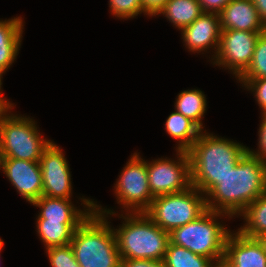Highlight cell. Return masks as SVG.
Wrapping results in <instances>:
<instances>
[{"mask_svg": "<svg viewBox=\"0 0 266 267\" xmlns=\"http://www.w3.org/2000/svg\"><path fill=\"white\" fill-rule=\"evenodd\" d=\"M266 192V163L248 150L238 164L206 195L207 209L238 215Z\"/></svg>", "mask_w": 266, "mask_h": 267, "instance_id": "cell-1", "label": "cell"}, {"mask_svg": "<svg viewBox=\"0 0 266 267\" xmlns=\"http://www.w3.org/2000/svg\"><path fill=\"white\" fill-rule=\"evenodd\" d=\"M247 150L248 147L240 143L202 131L187 151L191 185L206 195L234 169Z\"/></svg>", "mask_w": 266, "mask_h": 267, "instance_id": "cell-2", "label": "cell"}, {"mask_svg": "<svg viewBox=\"0 0 266 267\" xmlns=\"http://www.w3.org/2000/svg\"><path fill=\"white\" fill-rule=\"evenodd\" d=\"M109 214L116 212L95 203V211L74 231L70 245L80 267H120L115 232L106 218Z\"/></svg>", "mask_w": 266, "mask_h": 267, "instance_id": "cell-3", "label": "cell"}, {"mask_svg": "<svg viewBox=\"0 0 266 267\" xmlns=\"http://www.w3.org/2000/svg\"><path fill=\"white\" fill-rule=\"evenodd\" d=\"M123 224L113 228L121 259L163 260L169 233L157 226L145 213L120 215Z\"/></svg>", "mask_w": 266, "mask_h": 267, "instance_id": "cell-4", "label": "cell"}, {"mask_svg": "<svg viewBox=\"0 0 266 267\" xmlns=\"http://www.w3.org/2000/svg\"><path fill=\"white\" fill-rule=\"evenodd\" d=\"M221 215L230 218L207 209L197 219L173 229L169 233L170 242L214 261L224 259L225 243L231 231L217 221Z\"/></svg>", "mask_w": 266, "mask_h": 267, "instance_id": "cell-5", "label": "cell"}, {"mask_svg": "<svg viewBox=\"0 0 266 267\" xmlns=\"http://www.w3.org/2000/svg\"><path fill=\"white\" fill-rule=\"evenodd\" d=\"M13 107L7 106L0 113L1 153L4 158L39 162L51 140L42 137L34 119L11 113Z\"/></svg>", "mask_w": 266, "mask_h": 267, "instance_id": "cell-6", "label": "cell"}, {"mask_svg": "<svg viewBox=\"0 0 266 267\" xmlns=\"http://www.w3.org/2000/svg\"><path fill=\"white\" fill-rule=\"evenodd\" d=\"M205 195L194 186L185 191L154 197L145 214L161 229H173L197 219L206 210Z\"/></svg>", "mask_w": 266, "mask_h": 267, "instance_id": "cell-7", "label": "cell"}, {"mask_svg": "<svg viewBox=\"0 0 266 267\" xmlns=\"http://www.w3.org/2000/svg\"><path fill=\"white\" fill-rule=\"evenodd\" d=\"M114 188L117 204L123 205L126 213H145L149 209L154 197L149 188L146 161L139 153L130 157Z\"/></svg>", "mask_w": 266, "mask_h": 267, "instance_id": "cell-8", "label": "cell"}, {"mask_svg": "<svg viewBox=\"0 0 266 267\" xmlns=\"http://www.w3.org/2000/svg\"><path fill=\"white\" fill-rule=\"evenodd\" d=\"M176 152L177 161L160 158L146 162L153 197L182 192L192 186L189 154L187 151Z\"/></svg>", "mask_w": 266, "mask_h": 267, "instance_id": "cell-9", "label": "cell"}, {"mask_svg": "<svg viewBox=\"0 0 266 267\" xmlns=\"http://www.w3.org/2000/svg\"><path fill=\"white\" fill-rule=\"evenodd\" d=\"M261 33L243 30H221L217 54L213 64L229 69L239 78L249 67L257 39Z\"/></svg>", "mask_w": 266, "mask_h": 267, "instance_id": "cell-10", "label": "cell"}, {"mask_svg": "<svg viewBox=\"0 0 266 267\" xmlns=\"http://www.w3.org/2000/svg\"><path fill=\"white\" fill-rule=\"evenodd\" d=\"M42 171L43 195L70 199L72 183L69 164L61 148L51 141L39 160Z\"/></svg>", "mask_w": 266, "mask_h": 267, "instance_id": "cell-11", "label": "cell"}, {"mask_svg": "<svg viewBox=\"0 0 266 267\" xmlns=\"http://www.w3.org/2000/svg\"><path fill=\"white\" fill-rule=\"evenodd\" d=\"M2 171L27 202L32 204L43 195L42 171L39 162L3 158Z\"/></svg>", "mask_w": 266, "mask_h": 267, "instance_id": "cell-12", "label": "cell"}, {"mask_svg": "<svg viewBox=\"0 0 266 267\" xmlns=\"http://www.w3.org/2000/svg\"><path fill=\"white\" fill-rule=\"evenodd\" d=\"M181 35L189 51L199 53L213 47L216 55L221 37L219 15L203 12L189 26L181 30Z\"/></svg>", "mask_w": 266, "mask_h": 267, "instance_id": "cell-13", "label": "cell"}, {"mask_svg": "<svg viewBox=\"0 0 266 267\" xmlns=\"http://www.w3.org/2000/svg\"><path fill=\"white\" fill-rule=\"evenodd\" d=\"M224 260L232 267H266V252L256 238L233 231L225 243Z\"/></svg>", "mask_w": 266, "mask_h": 267, "instance_id": "cell-14", "label": "cell"}, {"mask_svg": "<svg viewBox=\"0 0 266 267\" xmlns=\"http://www.w3.org/2000/svg\"><path fill=\"white\" fill-rule=\"evenodd\" d=\"M218 15L221 30L266 31L253 0H231Z\"/></svg>", "mask_w": 266, "mask_h": 267, "instance_id": "cell-15", "label": "cell"}, {"mask_svg": "<svg viewBox=\"0 0 266 267\" xmlns=\"http://www.w3.org/2000/svg\"><path fill=\"white\" fill-rule=\"evenodd\" d=\"M81 201L84 204V211L72 205L71 199L50 198L44 195L32 204L41 210L37 219H48L54 222H84L95 211V202L86 198H81Z\"/></svg>", "mask_w": 266, "mask_h": 267, "instance_id": "cell-16", "label": "cell"}, {"mask_svg": "<svg viewBox=\"0 0 266 267\" xmlns=\"http://www.w3.org/2000/svg\"><path fill=\"white\" fill-rule=\"evenodd\" d=\"M23 23L21 17L0 20V70L3 73L14 63L19 53Z\"/></svg>", "mask_w": 266, "mask_h": 267, "instance_id": "cell-17", "label": "cell"}, {"mask_svg": "<svg viewBox=\"0 0 266 267\" xmlns=\"http://www.w3.org/2000/svg\"><path fill=\"white\" fill-rule=\"evenodd\" d=\"M165 130L172 138L178 140L176 150L180 151H188L202 132L193 121L176 110L168 116Z\"/></svg>", "mask_w": 266, "mask_h": 267, "instance_id": "cell-18", "label": "cell"}, {"mask_svg": "<svg viewBox=\"0 0 266 267\" xmlns=\"http://www.w3.org/2000/svg\"><path fill=\"white\" fill-rule=\"evenodd\" d=\"M83 222H54L37 219V232L46 248L70 244L74 231Z\"/></svg>", "mask_w": 266, "mask_h": 267, "instance_id": "cell-19", "label": "cell"}, {"mask_svg": "<svg viewBox=\"0 0 266 267\" xmlns=\"http://www.w3.org/2000/svg\"><path fill=\"white\" fill-rule=\"evenodd\" d=\"M202 13L203 10L198 0H168L158 15L163 14L181 31Z\"/></svg>", "mask_w": 266, "mask_h": 267, "instance_id": "cell-20", "label": "cell"}, {"mask_svg": "<svg viewBox=\"0 0 266 267\" xmlns=\"http://www.w3.org/2000/svg\"><path fill=\"white\" fill-rule=\"evenodd\" d=\"M239 215L246 222L238 229L240 234L249 238L266 234V192L247 205Z\"/></svg>", "mask_w": 266, "mask_h": 267, "instance_id": "cell-21", "label": "cell"}, {"mask_svg": "<svg viewBox=\"0 0 266 267\" xmlns=\"http://www.w3.org/2000/svg\"><path fill=\"white\" fill-rule=\"evenodd\" d=\"M206 106V96L200 89L182 91L175 102V110L193 121L201 130L204 128L202 117L206 112Z\"/></svg>", "mask_w": 266, "mask_h": 267, "instance_id": "cell-22", "label": "cell"}, {"mask_svg": "<svg viewBox=\"0 0 266 267\" xmlns=\"http://www.w3.org/2000/svg\"><path fill=\"white\" fill-rule=\"evenodd\" d=\"M163 262L165 267H213L215 261L169 241Z\"/></svg>", "mask_w": 266, "mask_h": 267, "instance_id": "cell-23", "label": "cell"}, {"mask_svg": "<svg viewBox=\"0 0 266 267\" xmlns=\"http://www.w3.org/2000/svg\"><path fill=\"white\" fill-rule=\"evenodd\" d=\"M239 78H266V31L259 35L252 61Z\"/></svg>", "mask_w": 266, "mask_h": 267, "instance_id": "cell-24", "label": "cell"}, {"mask_svg": "<svg viewBox=\"0 0 266 267\" xmlns=\"http://www.w3.org/2000/svg\"><path fill=\"white\" fill-rule=\"evenodd\" d=\"M52 267H80L70 244L46 248Z\"/></svg>", "mask_w": 266, "mask_h": 267, "instance_id": "cell-25", "label": "cell"}, {"mask_svg": "<svg viewBox=\"0 0 266 267\" xmlns=\"http://www.w3.org/2000/svg\"><path fill=\"white\" fill-rule=\"evenodd\" d=\"M111 14L121 19H130L144 13L141 0H109Z\"/></svg>", "mask_w": 266, "mask_h": 267, "instance_id": "cell-26", "label": "cell"}, {"mask_svg": "<svg viewBox=\"0 0 266 267\" xmlns=\"http://www.w3.org/2000/svg\"><path fill=\"white\" fill-rule=\"evenodd\" d=\"M237 80L246 89L254 92V97L261 108V113H266V78H238Z\"/></svg>", "mask_w": 266, "mask_h": 267, "instance_id": "cell-27", "label": "cell"}, {"mask_svg": "<svg viewBox=\"0 0 266 267\" xmlns=\"http://www.w3.org/2000/svg\"><path fill=\"white\" fill-rule=\"evenodd\" d=\"M262 120L259 126V142H258V150H250L248 148V151L257 156L260 160H262L264 163H266V113H262Z\"/></svg>", "mask_w": 266, "mask_h": 267, "instance_id": "cell-28", "label": "cell"}, {"mask_svg": "<svg viewBox=\"0 0 266 267\" xmlns=\"http://www.w3.org/2000/svg\"><path fill=\"white\" fill-rule=\"evenodd\" d=\"M120 267H165L163 260L121 259Z\"/></svg>", "mask_w": 266, "mask_h": 267, "instance_id": "cell-29", "label": "cell"}, {"mask_svg": "<svg viewBox=\"0 0 266 267\" xmlns=\"http://www.w3.org/2000/svg\"><path fill=\"white\" fill-rule=\"evenodd\" d=\"M145 15L156 16L164 8L168 0H141Z\"/></svg>", "mask_w": 266, "mask_h": 267, "instance_id": "cell-30", "label": "cell"}, {"mask_svg": "<svg viewBox=\"0 0 266 267\" xmlns=\"http://www.w3.org/2000/svg\"><path fill=\"white\" fill-rule=\"evenodd\" d=\"M203 12L219 13L231 0H198Z\"/></svg>", "mask_w": 266, "mask_h": 267, "instance_id": "cell-31", "label": "cell"}, {"mask_svg": "<svg viewBox=\"0 0 266 267\" xmlns=\"http://www.w3.org/2000/svg\"><path fill=\"white\" fill-rule=\"evenodd\" d=\"M253 3L266 27V0H253Z\"/></svg>", "mask_w": 266, "mask_h": 267, "instance_id": "cell-32", "label": "cell"}, {"mask_svg": "<svg viewBox=\"0 0 266 267\" xmlns=\"http://www.w3.org/2000/svg\"><path fill=\"white\" fill-rule=\"evenodd\" d=\"M3 72L0 70V101L7 107V106H12V105H14L13 103H11V102H9L7 99H4L3 97L4 96H2L3 94L1 93V86H2V76H3Z\"/></svg>", "mask_w": 266, "mask_h": 267, "instance_id": "cell-33", "label": "cell"}, {"mask_svg": "<svg viewBox=\"0 0 266 267\" xmlns=\"http://www.w3.org/2000/svg\"><path fill=\"white\" fill-rule=\"evenodd\" d=\"M213 267H232L226 260L215 261Z\"/></svg>", "mask_w": 266, "mask_h": 267, "instance_id": "cell-34", "label": "cell"}, {"mask_svg": "<svg viewBox=\"0 0 266 267\" xmlns=\"http://www.w3.org/2000/svg\"><path fill=\"white\" fill-rule=\"evenodd\" d=\"M256 239L258 240V242L261 244V246L266 252V234H261L258 237H256Z\"/></svg>", "mask_w": 266, "mask_h": 267, "instance_id": "cell-35", "label": "cell"}, {"mask_svg": "<svg viewBox=\"0 0 266 267\" xmlns=\"http://www.w3.org/2000/svg\"><path fill=\"white\" fill-rule=\"evenodd\" d=\"M3 154L1 153V149H0V168L2 169L3 168ZM0 169V170H1Z\"/></svg>", "mask_w": 266, "mask_h": 267, "instance_id": "cell-36", "label": "cell"}, {"mask_svg": "<svg viewBox=\"0 0 266 267\" xmlns=\"http://www.w3.org/2000/svg\"><path fill=\"white\" fill-rule=\"evenodd\" d=\"M6 108V106L0 101V113Z\"/></svg>", "mask_w": 266, "mask_h": 267, "instance_id": "cell-37", "label": "cell"}, {"mask_svg": "<svg viewBox=\"0 0 266 267\" xmlns=\"http://www.w3.org/2000/svg\"><path fill=\"white\" fill-rule=\"evenodd\" d=\"M3 246H4V242H3V240L0 238V252H1L2 248H3Z\"/></svg>", "mask_w": 266, "mask_h": 267, "instance_id": "cell-38", "label": "cell"}]
</instances>
